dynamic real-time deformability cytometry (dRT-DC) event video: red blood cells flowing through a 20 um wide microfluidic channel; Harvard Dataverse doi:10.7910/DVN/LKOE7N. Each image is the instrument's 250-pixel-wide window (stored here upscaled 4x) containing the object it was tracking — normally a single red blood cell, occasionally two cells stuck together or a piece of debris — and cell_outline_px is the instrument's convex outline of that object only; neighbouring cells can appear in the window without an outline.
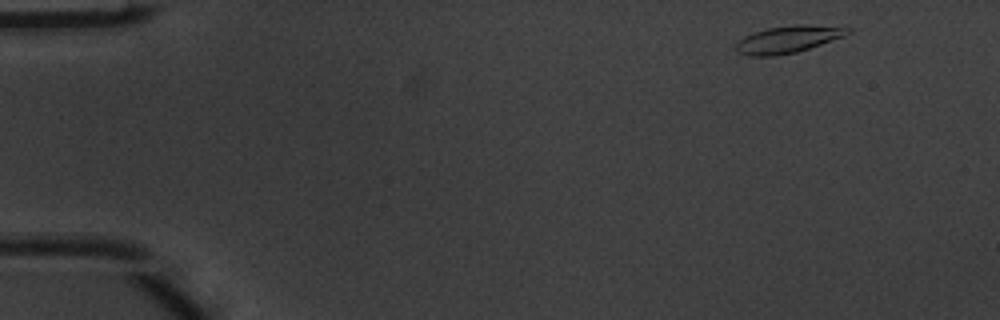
{"species": "common noctule bat (a hibernating species)", "species_latin": "Nyctalus noctula", "temperature_condition": "warm", "stored_images_in_passage": 2, "camera_frame_rate_fps": 3000, "um_per_image_px": 0.085, "animal": {"sex": "male", "body_mass_g": 20.1, "forearm_length_mm": 53.5}, "frame": {"image": 1, "passage_image": 2, "time_ms": 0.333, "image_size_px": [1000, 320], "cell_outline_px": [[852, 32], [844, 36], [796, 52], [776, 56], [748, 56], [736, 52], [736, 44], [744, 36], [752, 32], [768, 28], [796, 24], [808, 24], [852, 28]], "centroid_in_image_um": [66.97, 3.34], "position_along_channel_um": 18.0, "area_um2": 17.69}}